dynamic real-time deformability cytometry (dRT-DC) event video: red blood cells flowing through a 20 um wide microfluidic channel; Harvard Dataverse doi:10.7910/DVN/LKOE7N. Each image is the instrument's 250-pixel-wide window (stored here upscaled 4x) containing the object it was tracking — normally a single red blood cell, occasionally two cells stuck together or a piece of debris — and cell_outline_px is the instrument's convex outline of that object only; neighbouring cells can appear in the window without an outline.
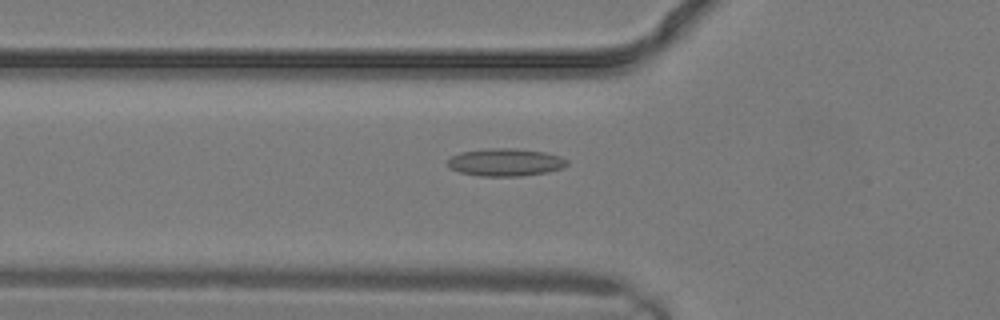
{"species": "common noctule bat (a hibernating species)", "species_latin": "Nyctalus noctula", "temperature_condition": "warm", "stored_images_in_passage": 12, "camera_frame_rate_fps": 3000, "um_per_image_px": 0.085, "animal": {"sex": "male", "body_mass_g": 19.2, "forearm_length_mm": 51.8}, "frame": {"image": 1, "passage_image": 5, "time_ms": 1.333, "image_size_px": [1000, 320], "cell_outline_px": [[568, 164], [564, 168], [548, 172], [524, 176], [480, 176], [460, 172], [448, 168], [448, 160], [452, 156], [460, 152], [488, 148], [516, 148], [544, 152], [560, 156], [568, 160]], "centroid_in_image_um": [42.98, 13.79], "position_along_channel_um": 82.8, "area_um2": 19.42}}
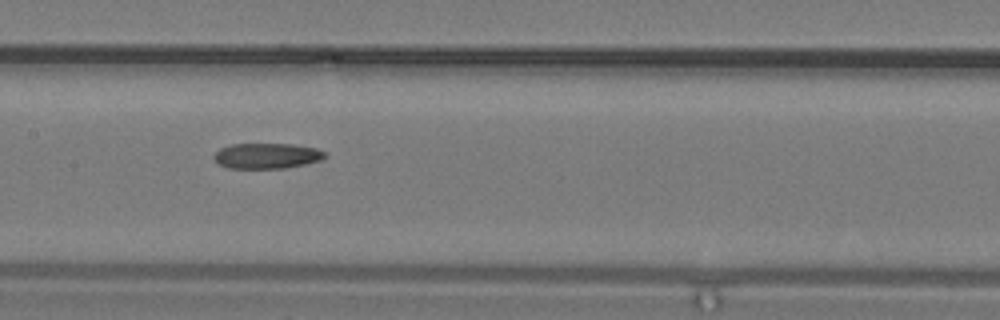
{"frame": {"image": 2, "passage_image": 9, "time_ms": 2.667, "image_size_px": [1000, 320], "cell_outline_px": [[328, 156], [320, 160], [304, 164], [284, 168], [228, 168], [220, 164], [212, 156], [220, 148], [232, 144], [288, 144], [316, 148], [328, 152]], "centroid_in_image_um": [22.71, 13.24], "position_along_channel_um": 184.7, "area_um2": 16.42}}
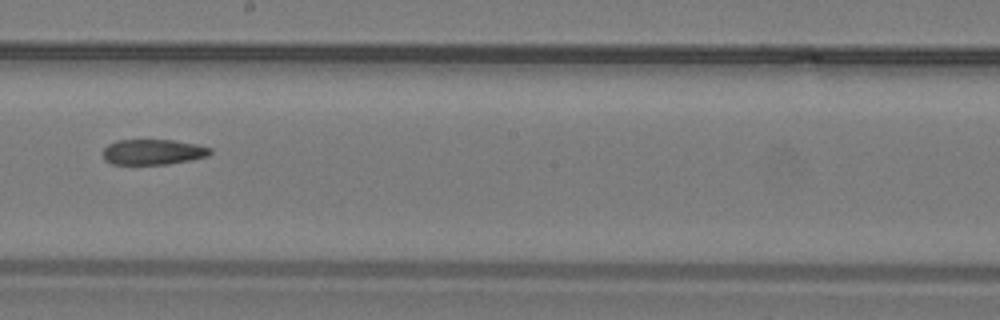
{"frame": {"image": 3, "passage_image": 11, "time_ms": 3.333, "image_size_px": [1000, 320], "cell_outline_px": [[212, 152], [208, 156], [192, 160], [168, 164], [112, 164], [104, 160], [104, 148], [108, 144], [116, 140], [172, 140], [196, 144], [212, 148]], "centroid_in_image_um": [13.02, 12.92], "position_along_channel_um": 235.2, "area_um2": 15.95}}